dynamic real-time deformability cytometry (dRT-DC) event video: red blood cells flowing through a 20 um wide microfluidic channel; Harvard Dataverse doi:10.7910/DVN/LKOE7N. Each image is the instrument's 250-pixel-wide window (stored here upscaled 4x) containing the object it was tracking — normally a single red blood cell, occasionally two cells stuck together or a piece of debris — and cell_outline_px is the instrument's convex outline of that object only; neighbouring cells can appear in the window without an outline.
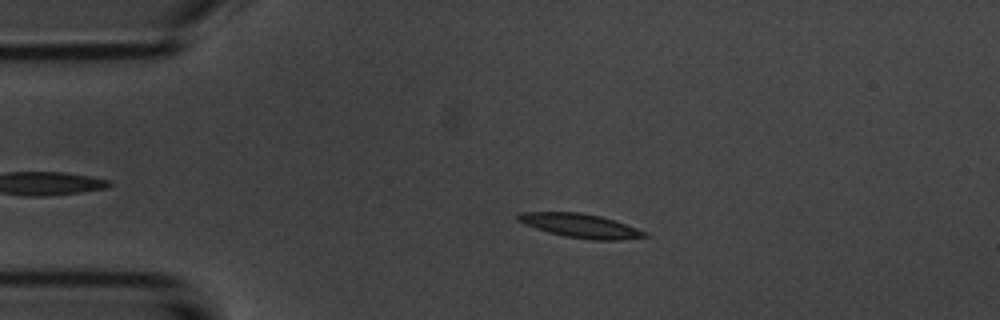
{"species": "common noctule bat (a hibernating species)", "species_latin": "Nyctalus noctula", "temperature_condition": "room temperature", "stored_images_in_passage": 45, "camera_frame_rate_fps": 3000, "um_per_image_px": 0.085, "animal": {"sex": "male", "body_mass_g": 20.1, "forearm_length_mm": 53.5}, "frame": {"image": 1, "passage_image": 8, "time_ms": 2.333, "image_size_px": [1000, 320], "cell_outline_px": [[648, 236], [620, 240], [592, 240], [564, 236], [548, 232], [536, 228], [516, 220], [516, 216], [520, 212], [580, 212], [600, 216], [636, 228], [644, 232]], "centroid_in_image_um": [49.28, 19.18], "position_along_channel_um": 35.7, "area_um2": 17.4}}
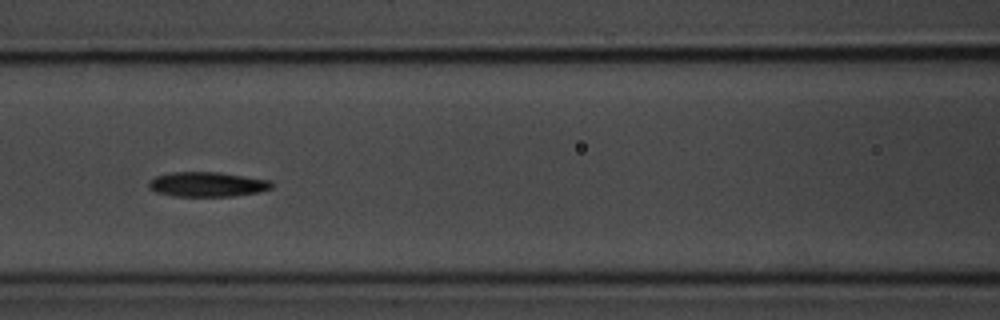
{"frame": {"image": 2, "passage_image": 20, "time_ms": 6.333, "image_size_px": [1000, 320], "cell_outline_px": [[272, 188], [256, 192], [232, 196], [176, 196], [156, 192], [148, 188], [148, 184], [156, 176], [172, 172], [220, 172], [272, 180]], "centroid_in_image_um": [17.63, 15.66], "position_along_channel_um": 149.0, "area_um2": 17.63}}
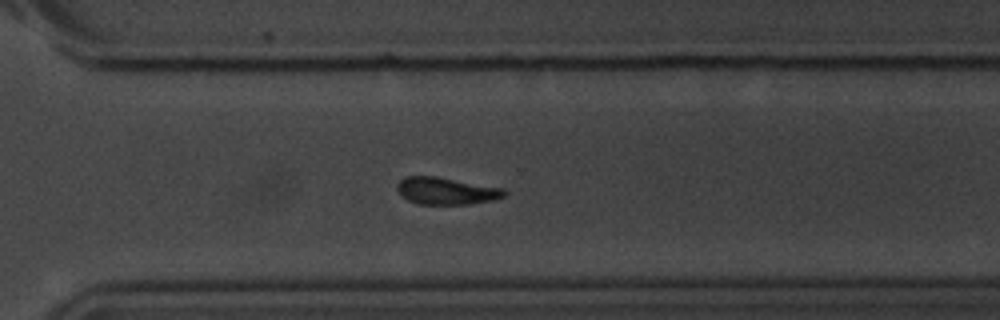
{"frame": {"image": 3, "passage_image": 35, "time_ms": 11.333, "image_size_px": [1000, 320], "cell_outline_px": [[508, 192], [504, 196], [496, 200], [472, 204], [420, 204], [408, 200], [400, 196], [396, 188], [396, 184], [404, 176], [436, 176], [504, 188]], "centroid_in_image_um": [37.93, 16.23], "position_along_channel_um": 332.7, "area_um2": 17.22}, "authors_computed_cell_mechanics": {"area_um2": 17.1088, "velocity_mm_per_s": 3.6845, "shape_relaxation_time_tau1_ms": 1.9174, "shape_relaxation_time_tau2_ms": 6.1874, "deformation_change_tau1": 0.1279, "deformation_change_tau2": 0.13}}